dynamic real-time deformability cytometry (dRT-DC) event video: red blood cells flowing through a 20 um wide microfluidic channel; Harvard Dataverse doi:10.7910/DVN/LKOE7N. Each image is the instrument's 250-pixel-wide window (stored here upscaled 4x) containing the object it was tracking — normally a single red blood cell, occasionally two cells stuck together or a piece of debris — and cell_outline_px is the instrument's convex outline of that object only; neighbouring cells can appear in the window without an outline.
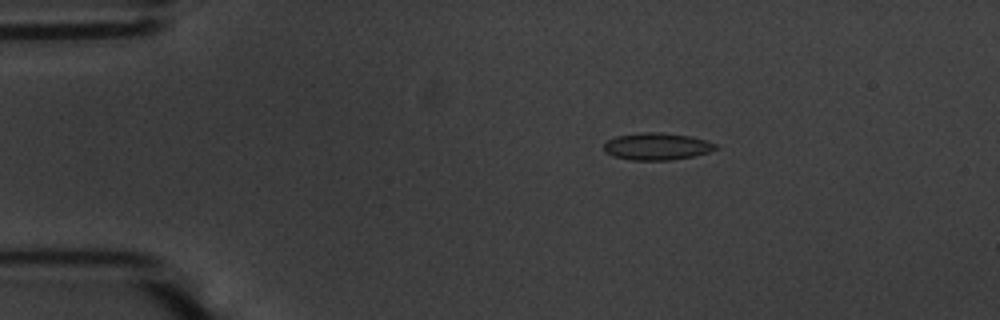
{"species": "common noctule bat (a hibernating species)", "species_latin": "Nyctalus noctula", "temperature_condition": "warm", "stored_images_in_passage": 48, "camera_frame_rate_fps": 3000, "um_per_image_px": 0.085, "animal": {"sex": "male", "body_mass_g": 20.1, "forearm_length_mm": 53.5}, "frame": {"image": 1, "passage_image": 3, "time_ms": 0.667, "image_size_px": [1000, 320], "cell_outline_px": [[720, 148], [696, 156], [672, 160], [632, 160], [612, 156], [604, 152], [604, 144], [608, 140], [616, 136], [640, 132], [660, 132], [692, 136], [716, 144]], "centroid_in_image_um": [55.84, 12.45], "position_along_channel_um": 29.2, "area_um2": 17.86}}
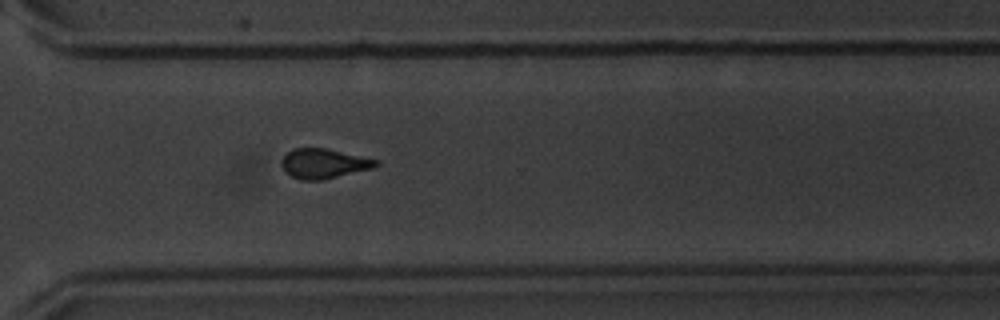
{"frame": {"image": 2, "passage_image": 33, "time_ms": 10.667, "image_size_px": [1000, 320], "cell_outline_px": [[380, 164], [376, 168], [324, 180], [300, 180], [284, 172], [280, 164], [280, 160], [292, 148], [324, 148], [376, 160]], "centroid_in_image_um": [27.49, 13.92], "position_along_channel_um": 343.1, "area_um2": 16.47}}
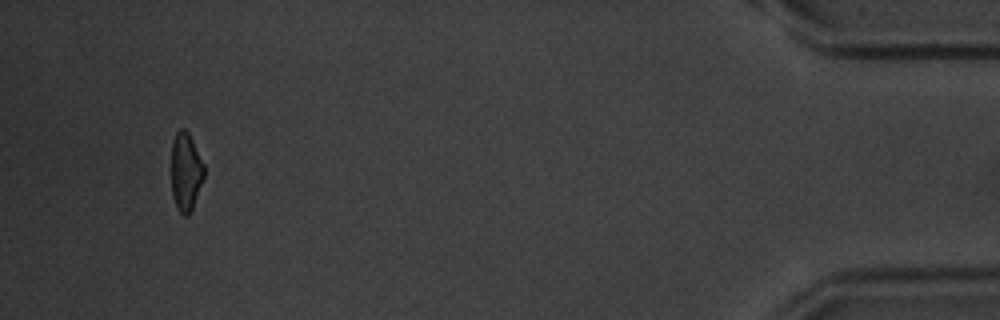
{"frame": {"image": 3, "passage_image": 45, "time_ms": 14.667, "image_size_px": [1000, 320], "cell_outline_px": [[204, 176], [192, 208], [188, 216], [184, 216], [176, 208], [172, 196], [172, 144], [176, 132], [180, 128], [184, 128], [188, 132], [204, 164]], "centroid_in_image_um": [15.78, 14.61], "position_along_channel_um": 419.4, "area_um2": 14.8}, "authors_computed_cell_mechanics": {"area_um2": 16.5308, "velocity_mm_per_s": 3.7054, "shape_relaxation_time_tau1_ms": 2.8401, "shape_relaxation_time_tau2_ms": 1.1669, "deformation_change_tau1": 0.1147, "deformation_change_tau2": 0.0569}}